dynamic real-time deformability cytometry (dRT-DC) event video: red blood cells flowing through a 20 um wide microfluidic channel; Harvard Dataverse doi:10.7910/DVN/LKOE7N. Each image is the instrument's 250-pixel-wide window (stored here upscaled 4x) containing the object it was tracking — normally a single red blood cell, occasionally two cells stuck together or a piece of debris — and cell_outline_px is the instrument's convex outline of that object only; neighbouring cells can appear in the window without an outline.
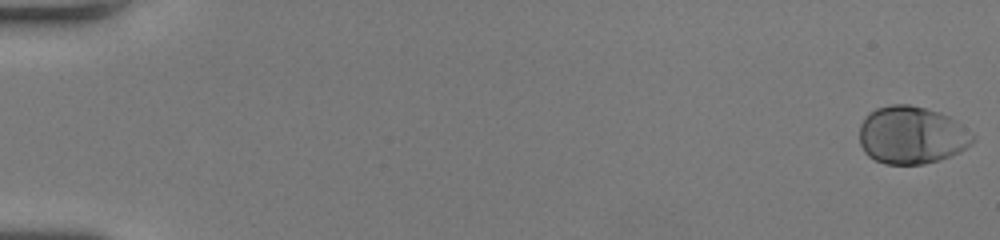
{"species": "human", "species_latin": "Homo sapiens", "temperature_condition": "room temperature", "stored_images_in_passage": 53, "camera_frame_rate_fps": 3000, "um_per_image_px": 0.085, "donor": {"sex": "female"}, "frame": {"image": 1, "passage_image": 1, "time_ms": 0.0, "image_size_px": [1000, 240], "cell_outline_px": [[972, 144], [940, 160], [924, 164], [884, 164], [868, 156], [864, 152], [860, 144], [860, 124], [864, 116], [868, 112], [876, 108], [892, 104], [908, 104], [940, 112], [948, 116], [972, 136]], "centroid_in_image_um": [77.39, 11.48], "position_along_channel_um": 7.6, "area_um2": 37.69}}
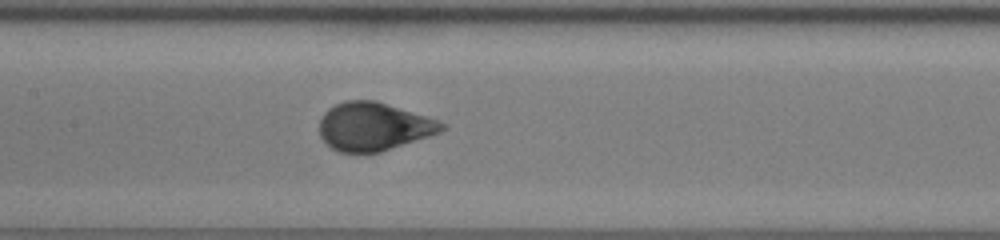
{"frame": {"image": 2, "passage_image": 28, "time_ms": 9.0, "image_size_px": [1000, 240], "cell_outline_px": [[448, 128], [440, 132], [380, 152], [340, 152], [332, 148], [320, 136], [320, 116], [328, 108], [344, 100], [376, 100], [440, 120], [448, 124]], "centroid_in_image_um": [31.78, 10.73], "position_along_channel_um": 175.6, "area_um2": 34.45}}
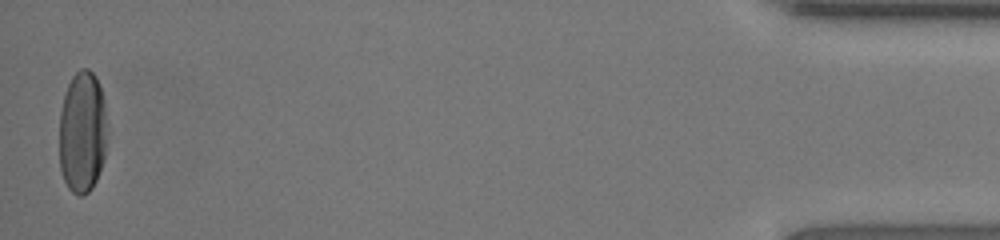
{"frame": {"image": 3, "passage_image": 53, "time_ms": 17.333, "image_size_px": [1000, 240], "cell_outline_px": [[104, 160], [96, 180], [92, 188], [84, 196], [76, 196], [68, 188], [64, 180], [60, 168], [60, 112], [64, 92], [72, 76], [80, 68], [88, 68], [96, 76], [104, 96]], "centroid_in_image_um": [6.97, 11.23], "position_along_channel_um": 428.2, "area_um2": 33.99}, "authors_computed_cell_mechanics": {"area_um2": 35.3158, "velocity_mm_per_s": 4.0598, "shape_relaxation_time_tau1_ms": 3.4154, "shape_relaxation_time_tau2_ms": null, "deformation_change_tau1": 0.1884, "deformation_change_tau2": null}}